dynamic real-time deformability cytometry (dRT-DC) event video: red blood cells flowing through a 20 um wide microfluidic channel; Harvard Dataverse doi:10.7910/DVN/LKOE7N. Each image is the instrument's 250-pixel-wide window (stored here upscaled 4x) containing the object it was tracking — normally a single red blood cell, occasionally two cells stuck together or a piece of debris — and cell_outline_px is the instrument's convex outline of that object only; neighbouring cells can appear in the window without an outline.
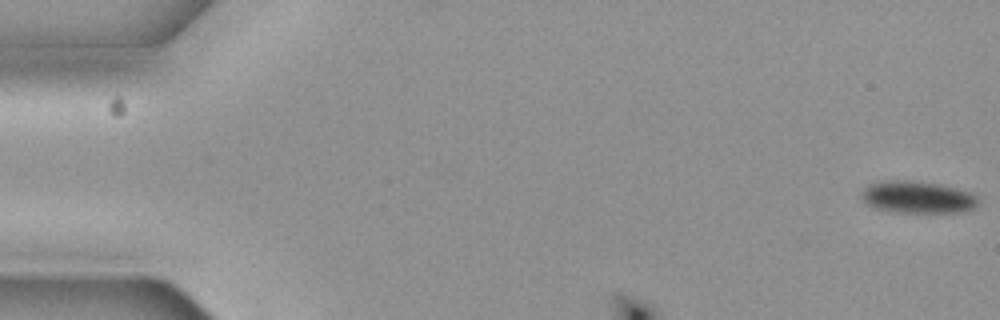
{"species": "common noctule bat (a hibernating species)", "species_latin": "Nyctalus noctula", "temperature_condition": "cold", "stored_images_in_passage": 4, "camera_frame_rate_fps": 3000, "um_per_image_px": 0.085, "animal": {"sex": "female", "body_mass_g": 19.3, "forearm_length_mm": 54.1}, "frame": {"image": 1, "passage_image": 1, "time_ms": 0.0, "image_size_px": [1000, 320], "cell_outline_px": [[980, 200], [976, 208], [964, 212], [888, 212], [872, 208], [864, 204], [860, 196], [860, 192], [868, 184], [880, 180], [908, 180], [936, 184], [968, 192], [976, 196]], "centroid_in_image_um": [77.9, 16.77], "position_along_channel_um": 7.1, "area_um2": 22.2}}